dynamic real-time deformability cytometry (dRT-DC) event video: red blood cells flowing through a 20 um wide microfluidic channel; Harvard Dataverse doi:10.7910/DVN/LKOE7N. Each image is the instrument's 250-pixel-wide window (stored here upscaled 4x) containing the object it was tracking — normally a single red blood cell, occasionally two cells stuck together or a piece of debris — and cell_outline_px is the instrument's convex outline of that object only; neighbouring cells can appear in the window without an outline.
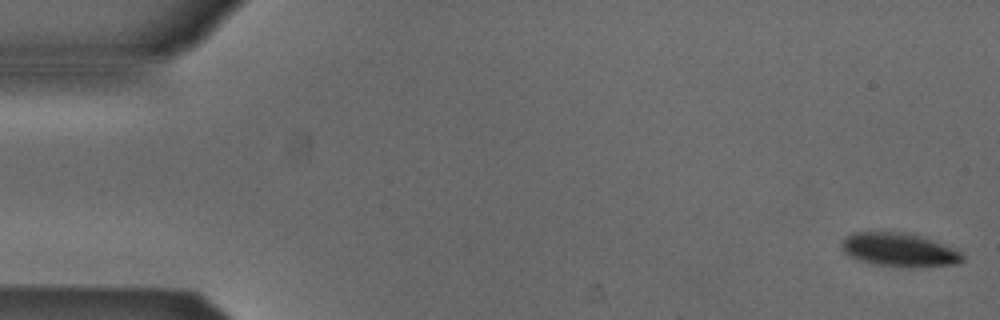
{"species": "Egyptian fruit bat (a non-hibernating species)", "species_latin": "Rousettus aegyptiacus", "temperature_condition": "cold", "stored_images_in_passage": 53, "camera_frame_rate_fps": 3000, "um_per_image_px": 0.085, "animal": {"sex": "male"}, "frame": {"image": 1, "passage_image": 1, "time_ms": 0.0, "image_size_px": [1000, 320], "cell_outline_px": [[964, 260], [960, 264], [880, 264], [860, 260], [844, 252], [840, 248], [840, 244], [852, 232], [904, 232], [920, 236], [960, 252], [964, 256]], "centroid_in_image_um": [76.36, 21.18], "position_along_channel_um": 8.6, "area_um2": 22.14}}
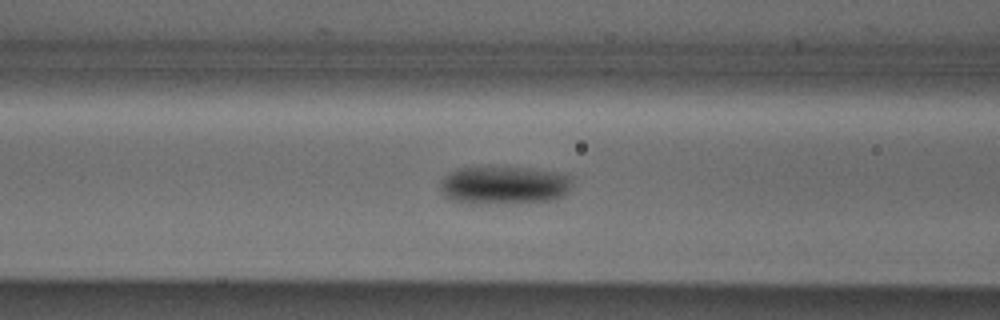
{"frame": {"image": 2, "passage_image": 21, "time_ms": 6.667, "image_size_px": [1000, 320], "cell_outline_px": [[572, 184], [568, 192], [564, 196], [556, 200], [488, 204], [468, 204], [452, 200], [444, 196], [440, 192], [440, 180], [444, 176], [456, 168], [524, 168], [556, 172], [572, 176]], "centroid_in_image_um": [42.83, 15.77], "position_along_channel_um": 123.8, "area_um2": 29.59}}
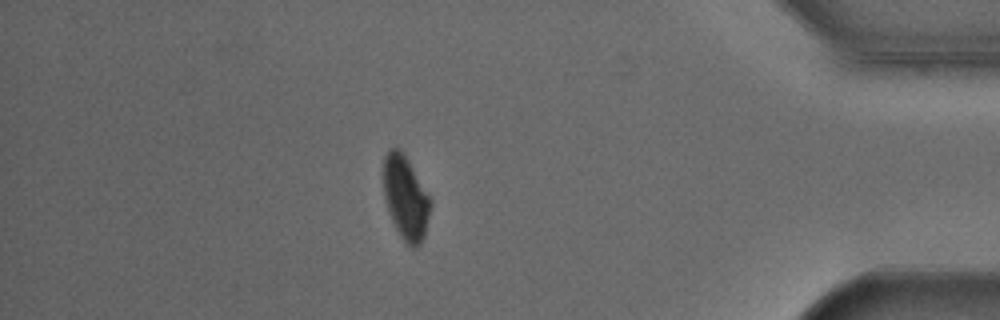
{"frame": {"image": 3, "passage_image": 46, "time_ms": 15.0, "image_size_px": [1000, 320], "cell_outline_px": [[432, 204], [424, 236], [420, 244], [416, 248], [412, 248], [400, 236], [392, 220], [384, 196], [384, 156], [388, 148], [400, 148], [404, 152], [432, 200]], "centroid_in_image_um": [34.49, 16.78], "position_along_channel_um": 400.7, "area_um2": 22.95}, "authors_computed_cell_mechanics": {"area_um2": 25.4898, "velocity_mm_per_s": 3.826, "shape_relaxation_time_tau1_ms": 2.2235, "shape_relaxation_time_tau2_ms": null, "deformation_change_tau1": 0.072, "deformation_change_tau2": null}}